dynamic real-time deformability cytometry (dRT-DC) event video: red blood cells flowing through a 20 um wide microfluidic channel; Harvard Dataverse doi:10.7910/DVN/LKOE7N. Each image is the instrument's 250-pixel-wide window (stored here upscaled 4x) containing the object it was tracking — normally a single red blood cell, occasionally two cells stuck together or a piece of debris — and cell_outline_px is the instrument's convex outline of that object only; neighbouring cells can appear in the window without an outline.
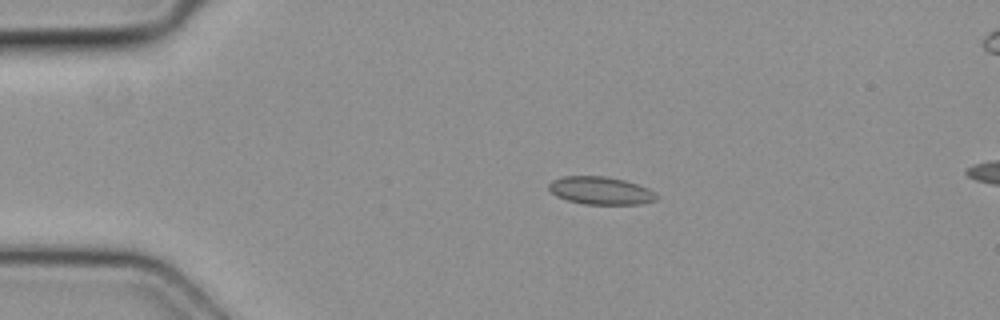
{"species": "common noctule bat (a hibernating species)", "species_latin": "Nyctalus noctula", "temperature_condition": "cold", "stored_images_in_passage": 4, "camera_frame_rate_fps": 3000, "um_per_image_px": 0.085, "animal": {"sex": "female", "body_mass_g": 19.3, "forearm_length_mm": 54.1}, "frame": {"image": 1, "passage_image": 3, "time_ms": 0.667, "image_size_px": [1000, 320], "cell_outline_px": [[656, 200], [640, 204], [584, 204], [568, 200], [556, 196], [548, 188], [548, 184], [552, 180], [564, 176], [604, 176], [624, 180], [648, 188], [656, 196]], "centroid_in_image_um": [51.01, 16.2], "position_along_channel_um": 34.0, "area_um2": 17.22}}